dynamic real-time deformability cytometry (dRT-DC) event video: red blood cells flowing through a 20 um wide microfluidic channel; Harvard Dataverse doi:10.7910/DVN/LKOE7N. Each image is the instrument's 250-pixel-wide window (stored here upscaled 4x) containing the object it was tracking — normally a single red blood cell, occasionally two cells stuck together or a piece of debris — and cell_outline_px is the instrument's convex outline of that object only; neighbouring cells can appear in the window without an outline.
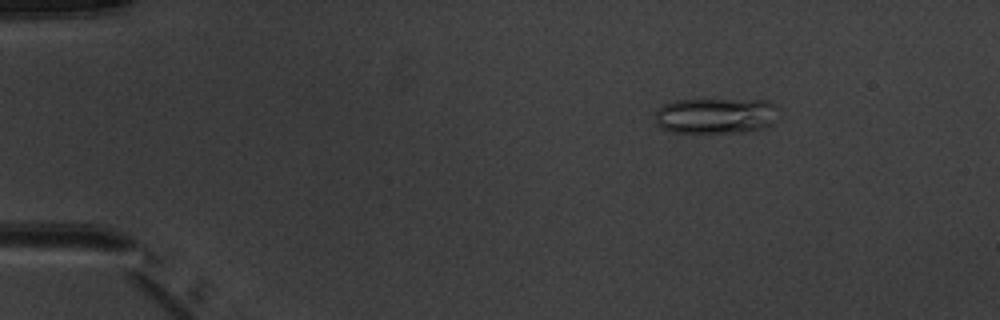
{"species": "common noctule bat (a hibernating species)", "species_latin": "Nyctalus noctula", "temperature_condition": "warm", "stored_images_in_passage": 3, "camera_frame_rate_fps": 3000, "um_per_image_px": 0.085, "animal": {"sex": "male", "body_mass_g": 20.1, "forearm_length_mm": 53.5}, "frame": {"image": 1, "passage_image": 1, "time_ms": 0.0, "image_size_px": [1000, 320], "cell_outline_px": [[780, 120], [764, 128], [744, 132], [672, 132], [660, 128], [656, 124], [656, 108], [664, 104], [676, 100], [768, 100], [776, 104], [780, 108]], "centroid_in_image_um": [60.93, 9.83], "position_along_channel_um": 24.1, "area_um2": 26.3}}